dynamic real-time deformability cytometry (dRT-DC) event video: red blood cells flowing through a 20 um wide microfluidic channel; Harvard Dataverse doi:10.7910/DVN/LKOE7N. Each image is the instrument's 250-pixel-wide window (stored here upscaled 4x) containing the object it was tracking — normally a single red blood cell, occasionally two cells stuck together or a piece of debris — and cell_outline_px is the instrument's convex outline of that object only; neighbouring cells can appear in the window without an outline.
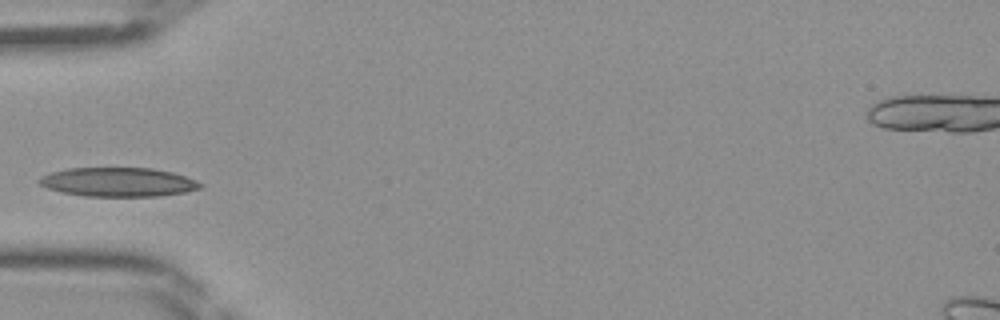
{"species": "Egyptian fruit bat (a non-hibernating species)", "species_latin": "Rousettus aegyptiacus", "temperature_condition": "room temperature", "stored_images_in_passage": 30, "camera_frame_rate_fps": 3000, "um_per_image_px": 0.085, "frame": {"image": 1, "passage_image": 1, "time_ms": 0.0, "image_size_px": [1000, 320], "cell_outline_px": [[204, 184], [200, 188], [184, 192], [160, 196], [84, 196], [60, 192], [48, 188], [40, 184], [36, 180], [40, 176], [52, 172], [68, 168], [152, 168], [172, 172], [196, 180]], "centroid_in_image_um": [10.02, 15.47], "position_along_channel_um": 75.0, "area_um2": 27.28}}
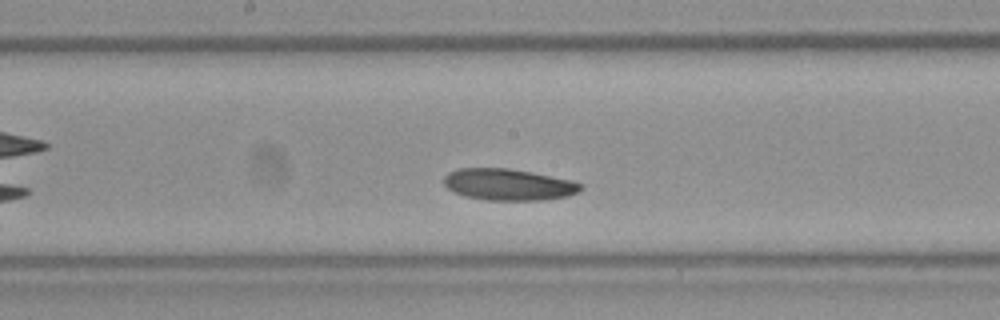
{"frame": {"image": 2, "passage_image": 10, "time_ms": 3.0, "image_size_px": [1000, 320], "cell_outline_px": [[584, 188], [580, 192], [568, 196], [544, 200], [488, 200], [464, 196], [448, 188], [444, 184], [444, 176], [448, 172], [460, 168], [508, 168], [532, 172], [572, 180], [584, 184]], "centroid_in_image_um": [43.27, 15.68], "position_along_channel_um": 204.9, "area_um2": 25.32}}
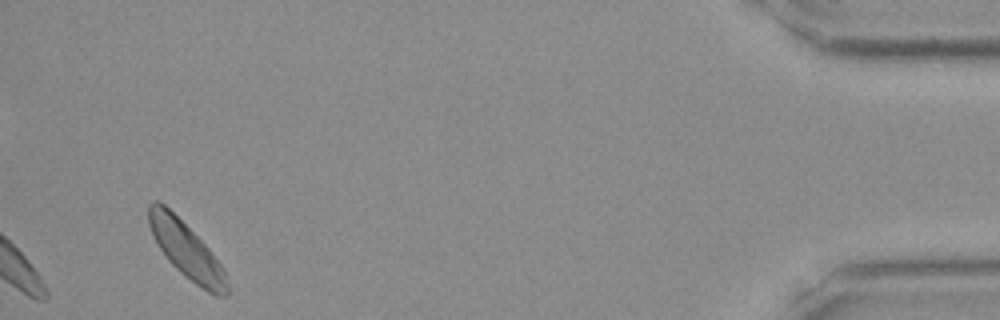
{"frame": {"image": 3, "passage_image": 30, "time_ms": 9.667, "image_size_px": [1000, 320], "cell_outline_px": [[228, 292], [224, 296], [216, 296], [208, 292], [196, 284], [180, 272], [168, 260], [160, 248], [148, 224], [148, 204], [152, 200], [160, 200], [208, 248], [224, 268], [228, 284]], "centroid_in_image_um": [15.84, 21.27], "position_along_channel_um": 419.4, "area_um2": 25.03}}